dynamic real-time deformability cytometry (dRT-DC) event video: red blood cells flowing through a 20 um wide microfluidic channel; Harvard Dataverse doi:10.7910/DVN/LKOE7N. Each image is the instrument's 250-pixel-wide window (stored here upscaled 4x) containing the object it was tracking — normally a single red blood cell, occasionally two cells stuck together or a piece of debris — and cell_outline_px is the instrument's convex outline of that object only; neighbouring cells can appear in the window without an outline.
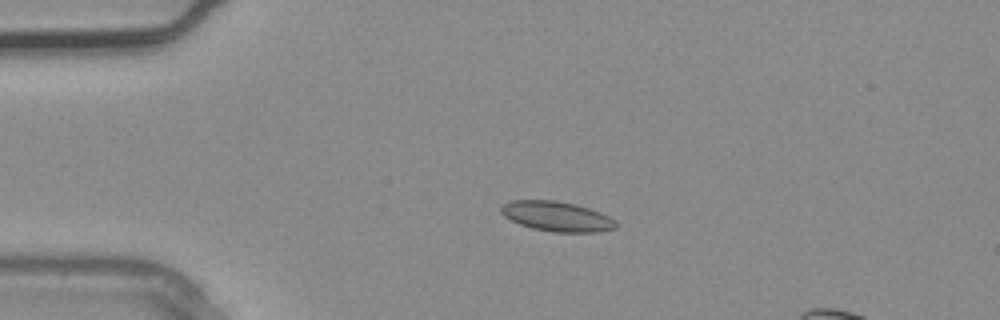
{"species": "common noctule bat (a hibernating species)", "species_latin": "Nyctalus noctula", "temperature_condition": "warm", "stored_images_in_passage": 3, "camera_frame_rate_fps": 3000, "um_per_image_px": 0.085, "animal": {"sex": "male", "body_mass_g": 20.4}, "frame": {"image": 1, "passage_image": 2, "time_ms": 0.333, "image_size_px": [1000, 320], "cell_outline_px": [[616, 228], [596, 232], [552, 232], [532, 228], [520, 224], [504, 216], [500, 212], [500, 204], [512, 200], [556, 200], [576, 204], [600, 212], [616, 220]], "centroid_in_image_um": [47.3, 18.38], "position_along_channel_um": 37.7, "area_um2": 20.11}}